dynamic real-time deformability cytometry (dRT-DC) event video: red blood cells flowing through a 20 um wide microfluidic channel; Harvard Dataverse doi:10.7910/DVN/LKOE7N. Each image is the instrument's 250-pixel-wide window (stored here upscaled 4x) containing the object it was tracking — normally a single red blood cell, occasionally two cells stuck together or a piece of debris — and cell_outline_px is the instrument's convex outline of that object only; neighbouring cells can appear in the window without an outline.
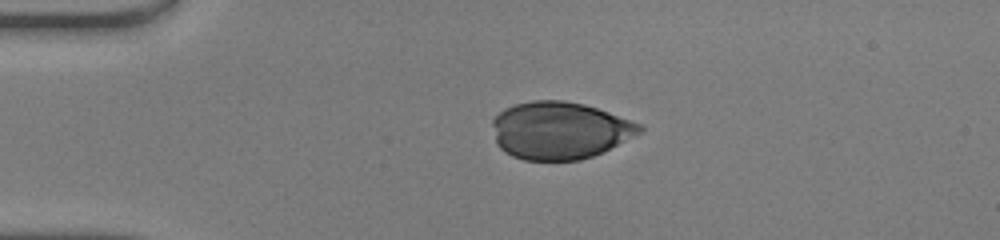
{"species": "human", "species_latin": "Homo sapiens", "temperature_condition": "warm", "stored_images_in_passage": 39, "camera_frame_rate_fps": 3000, "um_per_image_px": 0.085, "donor": {"sex": "male"}, "frame": {"image": 1, "passage_image": 1, "time_ms": 0.0, "image_size_px": [1000, 240], "cell_outline_px": [[644, 128], [640, 132], [604, 152], [580, 160], [524, 160], [512, 156], [504, 152], [496, 144], [492, 124], [492, 120], [504, 108], [516, 104], [532, 100], [564, 100], [584, 104], [644, 124]], "centroid_in_image_um": [47.56, 11.08], "position_along_channel_um": 37.4, "area_um2": 49.36}}
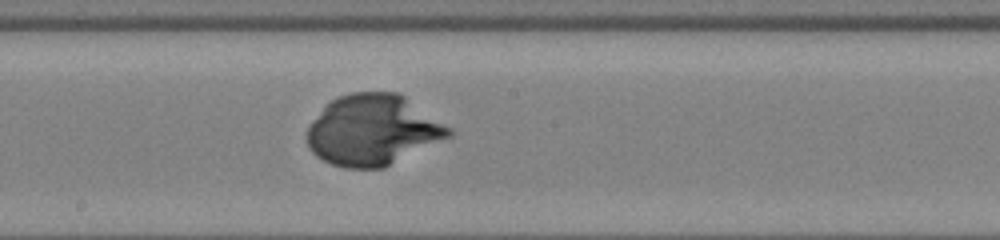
{"frame": {"image": 2, "passage_image": 17, "time_ms": 5.333, "image_size_px": [1000, 240], "cell_outline_px": [[452, 136], [384, 168], [344, 168], [332, 164], [316, 156], [308, 148], [304, 136], [312, 120], [332, 100], [340, 96], [352, 92], [400, 92], [452, 128]], "centroid_in_image_um": [31.7, 11.06], "position_along_channel_um": 216.5, "area_um2": 58.67}}
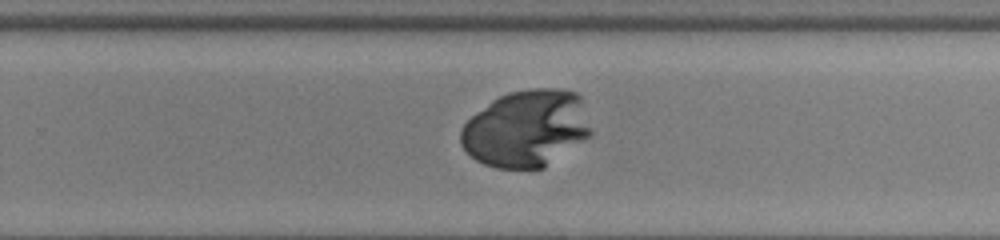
{"frame": {"image": 3, "passage_image": 22, "time_ms": 7.0, "image_size_px": [1000, 240], "cell_outline_px": [[592, 136], [544, 168], [496, 168], [484, 164], [476, 160], [460, 144], [460, 128], [472, 116], [492, 100], [508, 92], [532, 88], [556, 88], [576, 92], [580, 96], [592, 132]], "centroid_in_image_um": [44.76, 10.93], "position_along_channel_um": 285.0, "area_um2": 58.55}}